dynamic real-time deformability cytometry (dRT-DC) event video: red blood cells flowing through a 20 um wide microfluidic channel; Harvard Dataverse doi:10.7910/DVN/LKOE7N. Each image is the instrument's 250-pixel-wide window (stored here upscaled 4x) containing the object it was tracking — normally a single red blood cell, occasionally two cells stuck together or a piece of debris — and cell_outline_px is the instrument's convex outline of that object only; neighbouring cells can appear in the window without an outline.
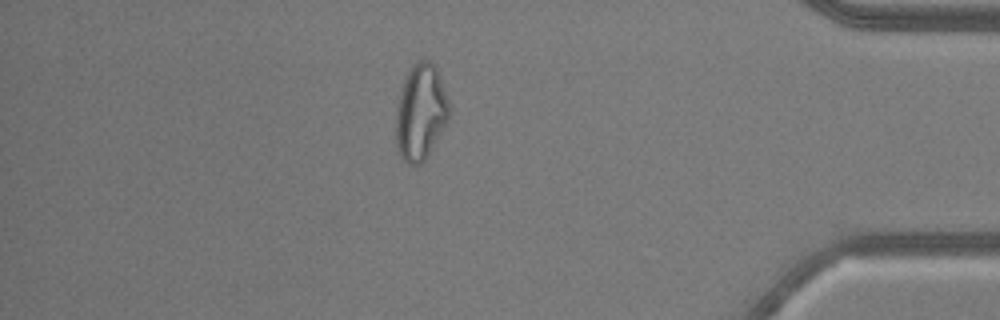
{"species": "common noctule bat (a hibernating species)", "species_latin": "Nyctalus noctula", "temperature_condition": "warm", "stored_images_in_passage": 53, "camera_frame_rate_fps": 3000, "um_per_image_px": 0.085, "animal": {"sex": "male", "body_mass_g": 20.5, "forearm_length_mm": 52.5}, "frame": {"image": 1, "passage_image": 46, "time_ms": 15.0, "image_size_px": [1000, 320], "cell_outline_px": [[452, 112], [448, 120], [424, 160], [420, 164], [408, 164], [404, 160], [396, 144], [396, 108], [404, 76], [412, 64], [420, 60], [428, 60], [436, 64], [452, 108]], "centroid_in_image_um": [35.78, 9.46], "position_along_channel_um": 399.4, "area_um2": 30.06}, "authors_computed_cell_mechanics": {"area_um2": 29.189, "velocity_mm_per_s": 3.7629, "shape_relaxation_time_tau1_ms": null, "shape_relaxation_time_tau2_ms": 1.6529, "deformation_change_tau1": null, "deformation_change_tau2": 0.1104}}